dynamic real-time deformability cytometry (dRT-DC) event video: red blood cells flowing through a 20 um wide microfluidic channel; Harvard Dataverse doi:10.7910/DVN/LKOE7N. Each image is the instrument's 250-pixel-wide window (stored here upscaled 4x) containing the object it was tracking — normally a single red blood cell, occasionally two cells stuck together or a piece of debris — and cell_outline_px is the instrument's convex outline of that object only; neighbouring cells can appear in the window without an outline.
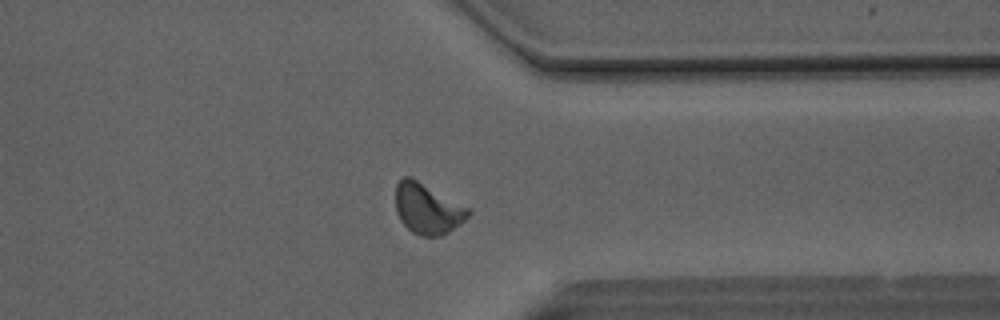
{"species": "Egyptian fruit bat (a non-hibernating species)", "species_latin": "Rousettus aegyptiacus", "temperature_condition": "room temperature", "stored_images_in_passage": 47, "camera_frame_rate_fps": 3000, "um_per_image_px": 0.085, "animal": {"sex": "male"}, "frame": {"image": 1, "passage_image": 36, "time_ms": 11.667, "image_size_px": [1000, 320], "cell_outline_px": [[472, 212], [460, 224], [448, 232], [440, 236], [420, 236], [412, 232], [400, 220], [396, 212], [396, 184], [404, 176], [412, 176], [472, 208]], "centroid_in_image_um": [36.36, 17.71], "position_along_channel_um": 375.0, "area_um2": 21.85}}
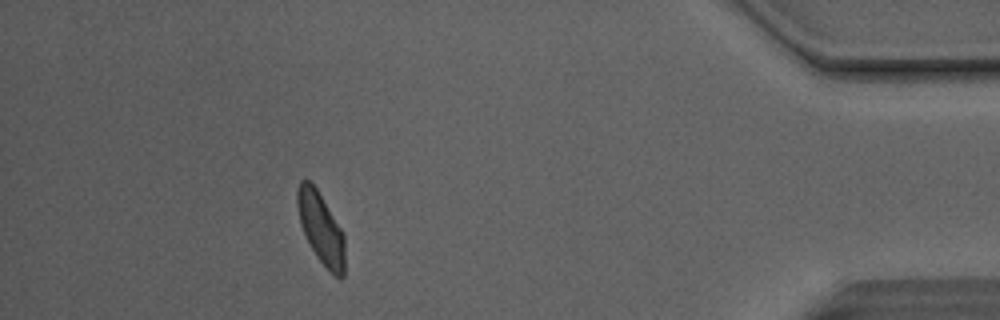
{"frame": {"image": 2, "passage_image": 42, "time_ms": 13.667, "image_size_px": [1000, 320], "cell_outline_px": [[344, 276], [340, 280], [316, 256], [300, 224], [296, 204], [296, 188], [300, 180], [308, 180], [316, 188], [344, 232]], "centroid_in_image_um": [27.27, 19.36], "position_along_channel_um": 407.9, "area_um2": 19.59}, "authors_computed_cell_mechanics": {"area_um2": 20.6924, "velocity_mm_per_s": 4.108, "shape_relaxation_time_tau1_ms": 4.8536, "shape_relaxation_time_tau2_ms": 1.5274, "deformation_change_tau1": 0.1197, "deformation_change_tau2": 0.0722}}